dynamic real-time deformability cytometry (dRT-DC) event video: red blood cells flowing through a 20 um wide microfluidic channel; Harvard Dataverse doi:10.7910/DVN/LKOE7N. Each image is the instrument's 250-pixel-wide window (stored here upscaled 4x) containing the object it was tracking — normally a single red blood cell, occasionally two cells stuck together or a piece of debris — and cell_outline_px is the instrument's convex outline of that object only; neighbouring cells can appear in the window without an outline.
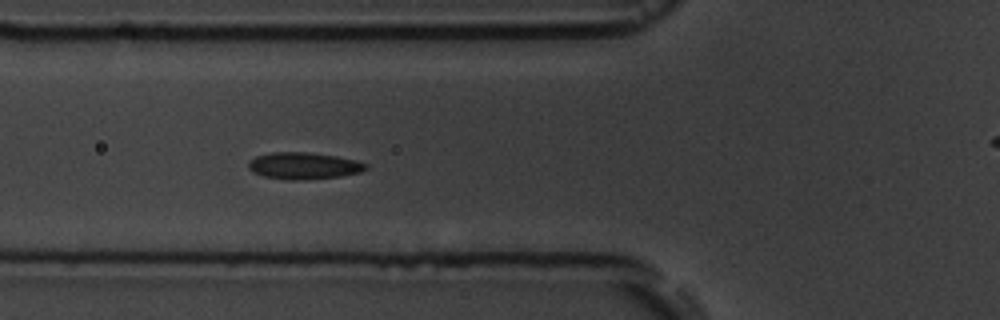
{"species": "common noctule bat (a hibernating species)", "species_latin": "Nyctalus noctula", "temperature_condition": "room temperature", "stored_images_in_passage": 5, "segment_of_instrument_passage": [1, 2], "camera_frame_rate_fps": 3000, "um_per_image_px": 0.085, "animal": {"sex": "male", "body_mass_g": 19.5, "forearm_length_mm": 54.6}, "frame": {"image": 1, "passage_image": 4, "time_ms": 3.333, "image_size_px": [1000, 320], "cell_outline_px": [[368, 168], [360, 172], [340, 176], [304, 180], [288, 180], [264, 176], [252, 172], [248, 168], [248, 164], [256, 156], [272, 152], [304, 152], [336, 156], [356, 160], [368, 164]], "centroid_in_image_um": [25.82, 14.09], "position_along_channel_um": 100.0, "area_um2": 18.26}}